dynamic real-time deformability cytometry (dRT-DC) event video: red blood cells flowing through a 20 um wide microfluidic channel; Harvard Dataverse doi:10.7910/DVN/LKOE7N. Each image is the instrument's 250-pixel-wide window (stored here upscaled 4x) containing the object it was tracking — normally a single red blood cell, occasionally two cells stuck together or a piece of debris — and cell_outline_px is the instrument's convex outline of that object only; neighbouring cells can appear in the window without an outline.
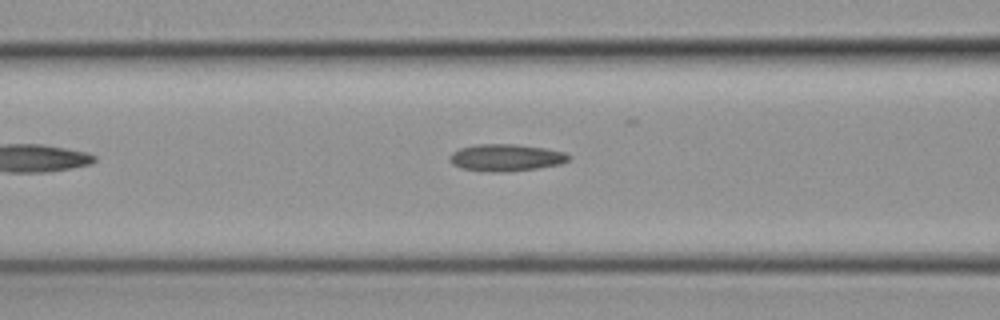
{"species": "common noctule bat (a hibernating species)", "species_latin": "Nyctalus noctula", "temperature_condition": "cold", "stored_images_in_passage": 4, "camera_frame_rate_fps": 3000, "um_per_image_px": 0.085, "animal": {"sex": "female", "body_mass_g": 19.3, "forearm_length_mm": 54.1}, "frame": {"image": 1, "passage_image": 3, "time_ms": 0.667, "image_size_px": [1000, 320], "cell_outline_px": [[572, 156], [568, 160], [560, 164], [536, 168], [504, 172], [488, 172], [460, 168], [452, 164], [448, 160], [448, 156], [452, 152], [460, 148], [476, 144], [516, 144], [544, 148], [564, 152]], "centroid_in_image_um": [42.96, 13.4], "position_along_channel_um": 123.6, "area_um2": 18.84}}